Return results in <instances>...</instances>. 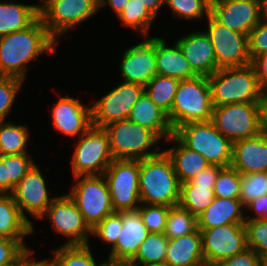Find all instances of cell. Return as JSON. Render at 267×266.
<instances>
[{
    "mask_svg": "<svg viewBox=\"0 0 267 266\" xmlns=\"http://www.w3.org/2000/svg\"><path fill=\"white\" fill-rule=\"evenodd\" d=\"M58 46L38 17L26 29L0 37V76H13L26 82L34 66L31 64H36L39 58L41 61L45 54L53 58Z\"/></svg>",
    "mask_w": 267,
    "mask_h": 266,
    "instance_id": "6da1fadb",
    "label": "cell"
},
{
    "mask_svg": "<svg viewBox=\"0 0 267 266\" xmlns=\"http://www.w3.org/2000/svg\"><path fill=\"white\" fill-rule=\"evenodd\" d=\"M139 193L141 204H179L180 182L164 149L158 155L139 160Z\"/></svg>",
    "mask_w": 267,
    "mask_h": 266,
    "instance_id": "7a4b0ae2",
    "label": "cell"
},
{
    "mask_svg": "<svg viewBox=\"0 0 267 266\" xmlns=\"http://www.w3.org/2000/svg\"><path fill=\"white\" fill-rule=\"evenodd\" d=\"M214 107L234 103L260 102L264 91L251 64L220 68L208 77Z\"/></svg>",
    "mask_w": 267,
    "mask_h": 266,
    "instance_id": "3957f363",
    "label": "cell"
},
{
    "mask_svg": "<svg viewBox=\"0 0 267 266\" xmlns=\"http://www.w3.org/2000/svg\"><path fill=\"white\" fill-rule=\"evenodd\" d=\"M104 129L114 159L142 160L164 149L161 147L164 141L155 132L129 119L109 124Z\"/></svg>",
    "mask_w": 267,
    "mask_h": 266,
    "instance_id": "277c9868",
    "label": "cell"
},
{
    "mask_svg": "<svg viewBox=\"0 0 267 266\" xmlns=\"http://www.w3.org/2000/svg\"><path fill=\"white\" fill-rule=\"evenodd\" d=\"M213 108L208 77L196 76L180 80L168 118L175 131L186 123L211 121Z\"/></svg>",
    "mask_w": 267,
    "mask_h": 266,
    "instance_id": "5b68a950",
    "label": "cell"
},
{
    "mask_svg": "<svg viewBox=\"0 0 267 266\" xmlns=\"http://www.w3.org/2000/svg\"><path fill=\"white\" fill-rule=\"evenodd\" d=\"M39 17L51 37L60 44L73 31L100 14L98 0H38ZM75 28V29H74ZM67 33V34H66Z\"/></svg>",
    "mask_w": 267,
    "mask_h": 266,
    "instance_id": "8992f818",
    "label": "cell"
},
{
    "mask_svg": "<svg viewBox=\"0 0 267 266\" xmlns=\"http://www.w3.org/2000/svg\"><path fill=\"white\" fill-rule=\"evenodd\" d=\"M174 135L189 149L200 153L210 165L222 168L232 162L233 142L216 129L212 121L179 126Z\"/></svg>",
    "mask_w": 267,
    "mask_h": 266,
    "instance_id": "52a82bcc",
    "label": "cell"
},
{
    "mask_svg": "<svg viewBox=\"0 0 267 266\" xmlns=\"http://www.w3.org/2000/svg\"><path fill=\"white\" fill-rule=\"evenodd\" d=\"M70 168L72 177L101 175L114 160L109 137L104 128L91 126L74 140Z\"/></svg>",
    "mask_w": 267,
    "mask_h": 266,
    "instance_id": "ba28073f",
    "label": "cell"
},
{
    "mask_svg": "<svg viewBox=\"0 0 267 266\" xmlns=\"http://www.w3.org/2000/svg\"><path fill=\"white\" fill-rule=\"evenodd\" d=\"M73 183L66 192L75 202L77 209L88 226L93 229L114 211L111 195L103 174L82 175L72 178Z\"/></svg>",
    "mask_w": 267,
    "mask_h": 266,
    "instance_id": "9c48e42d",
    "label": "cell"
},
{
    "mask_svg": "<svg viewBox=\"0 0 267 266\" xmlns=\"http://www.w3.org/2000/svg\"><path fill=\"white\" fill-rule=\"evenodd\" d=\"M38 163L31 168L19 181L11 193L14 201L19 207L21 215L32 225L33 235H37V226H33V220L39 219L46 213L47 208L57 197L51 191L50 180H47ZM32 221V222H31ZM36 232V233H35Z\"/></svg>",
    "mask_w": 267,
    "mask_h": 266,
    "instance_id": "30bf717a",
    "label": "cell"
},
{
    "mask_svg": "<svg viewBox=\"0 0 267 266\" xmlns=\"http://www.w3.org/2000/svg\"><path fill=\"white\" fill-rule=\"evenodd\" d=\"M39 220L49 221L51 231L65 238L62 245L90 244L92 229L66 192L57 195Z\"/></svg>",
    "mask_w": 267,
    "mask_h": 266,
    "instance_id": "8fae6325",
    "label": "cell"
},
{
    "mask_svg": "<svg viewBox=\"0 0 267 266\" xmlns=\"http://www.w3.org/2000/svg\"><path fill=\"white\" fill-rule=\"evenodd\" d=\"M216 129L233 143L257 136L261 130L260 102L234 103L213 108Z\"/></svg>",
    "mask_w": 267,
    "mask_h": 266,
    "instance_id": "7c38bea8",
    "label": "cell"
},
{
    "mask_svg": "<svg viewBox=\"0 0 267 266\" xmlns=\"http://www.w3.org/2000/svg\"><path fill=\"white\" fill-rule=\"evenodd\" d=\"M115 212L136 211L141 205L139 160L114 159L104 172Z\"/></svg>",
    "mask_w": 267,
    "mask_h": 266,
    "instance_id": "4fadbf2b",
    "label": "cell"
},
{
    "mask_svg": "<svg viewBox=\"0 0 267 266\" xmlns=\"http://www.w3.org/2000/svg\"><path fill=\"white\" fill-rule=\"evenodd\" d=\"M119 83V84H118ZM118 84V85H117ZM116 86L96 99L92 97V125L104 128L109 124L128 119L132 107L144 93V86L118 81ZM95 99V100H94Z\"/></svg>",
    "mask_w": 267,
    "mask_h": 266,
    "instance_id": "5bb4252c",
    "label": "cell"
},
{
    "mask_svg": "<svg viewBox=\"0 0 267 266\" xmlns=\"http://www.w3.org/2000/svg\"><path fill=\"white\" fill-rule=\"evenodd\" d=\"M202 28L214 47L217 67H242L251 64L248 35L233 31L218 22L211 14ZM205 24V25H204Z\"/></svg>",
    "mask_w": 267,
    "mask_h": 266,
    "instance_id": "9a60e30c",
    "label": "cell"
},
{
    "mask_svg": "<svg viewBox=\"0 0 267 266\" xmlns=\"http://www.w3.org/2000/svg\"><path fill=\"white\" fill-rule=\"evenodd\" d=\"M199 230L206 266H215L247 248L244 224H227Z\"/></svg>",
    "mask_w": 267,
    "mask_h": 266,
    "instance_id": "2e32d148",
    "label": "cell"
},
{
    "mask_svg": "<svg viewBox=\"0 0 267 266\" xmlns=\"http://www.w3.org/2000/svg\"><path fill=\"white\" fill-rule=\"evenodd\" d=\"M138 41L130 47H125L117 68L121 81L145 86L157 75L155 36L139 37Z\"/></svg>",
    "mask_w": 267,
    "mask_h": 266,
    "instance_id": "e0dca14e",
    "label": "cell"
},
{
    "mask_svg": "<svg viewBox=\"0 0 267 266\" xmlns=\"http://www.w3.org/2000/svg\"><path fill=\"white\" fill-rule=\"evenodd\" d=\"M57 94L58 100L50 108L51 123L55 132L74 140L92 126L91 104H84L76 97Z\"/></svg>",
    "mask_w": 267,
    "mask_h": 266,
    "instance_id": "ac0fdd59",
    "label": "cell"
},
{
    "mask_svg": "<svg viewBox=\"0 0 267 266\" xmlns=\"http://www.w3.org/2000/svg\"><path fill=\"white\" fill-rule=\"evenodd\" d=\"M210 14L231 30L248 36L264 16L262 0H211Z\"/></svg>",
    "mask_w": 267,
    "mask_h": 266,
    "instance_id": "d6986e66",
    "label": "cell"
},
{
    "mask_svg": "<svg viewBox=\"0 0 267 266\" xmlns=\"http://www.w3.org/2000/svg\"><path fill=\"white\" fill-rule=\"evenodd\" d=\"M200 28V30L191 29L189 33L176 37L175 41L192 71L197 76L209 77L219 68L216 64L213 44L201 26Z\"/></svg>",
    "mask_w": 267,
    "mask_h": 266,
    "instance_id": "ffe728a7",
    "label": "cell"
},
{
    "mask_svg": "<svg viewBox=\"0 0 267 266\" xmlns=\"http://www.w3.org/2000/svg\"><path fill=\"white\" fill-rule=\"evenodd\" d=\"M123 227L116 244L107 251L106 260L130 262L137 254L140 245L150 233L139 212H122Z\"/></svg>",
    "mask_w": 267,
    "mask_h": 266,
    "instance_id": "44dd1931",
    "label": "cell"
},
{
    "mask_svg": "<svg viewBox=\"0 0 267 266\" xmlns=\"http://www.w3.org/2000/svg\"><path fill=\"white\" fill-rule=\"evenodd\" d=\"M230 166L240 174L267 172V134L235 141Z\"/></svg>",
    "mask_w": 267,
    "mask_h": 266,
    "instance_id": "7402d4cb",
    "label": "cell"
},
{
    "mask_svg": "<svg viewBox=\"0 0 267 266\" xmlns=\"http://www.w3.org/2000/svg\"><path fill=\"white\" fill-rule=\"evenodd\" d=\"M155 34V57L158 75L174 77L179 80L194 78L189 62L185 59L176 41ZM172 44V45H170Z\"/></svg>",
    "mask_w": 267,
    "mask_h": 266,
    "instance_id": "603a6c76",
    "label": "cell"
},
{
    "mask_svg": "<svg viewBox=\"0 0 267 266\" xmlns=\"http://www.w3.org/2000/svg\"><path fill=\"white\" fill-rule=\"evenodd\" d=\"M163 145L173 162L180 184L190 181L210 165L204 156L186 147L174 134Z\"/></svg>",
    "mask_w": 267,
    "mask_h": 266,
    "instance_id": "cb8c5ba5",
    "label": "cell"
},
{
    "mask_svg": "<svg viewBox=\"0 0 267 266\" xmlns=\"http://www.w3.org/2000/svg\"><path fill=\"white\" fill-rule=\"evenodd\" d=\"M165 262L170 266H206L200 230L169 239Z\"/></svg>",
    "mask_w": 267,
    "mask_h": 266,
    "instance_id": "d4e9b609",
    "label": "cell"
},
{
    "mask_svg": "<svg viewBox=\"0 0 267 266\" xmlns=\"http://www.w3.org/2000/svg\"><path fill=\"white\" fill-rule=\"evenodd\" d=\"M198 229H211L227 224H245V206L240 199H213L212 204L197 217Z\"/></svg>",
    "mask_w": 267,
    "mask_h": 266,
    "instance_id": "484cf974",
    "label": "cell"
},
{
    "mask_svg": "<svg viewBox=\"0 0 267 266\" xmlns=\"http://www.w3.org/2000/svg\"><path fill=\"white\" fill-rule=\"evenodd\" d=\"M129 120L155 132L163 141L174 134L168 114L144 92L132 107Z\"/></svg>",
    "mask_w": 267,
    "mask_h": 266,
    "instance_id": "4316f807",
    "label": "cell"
},
{
    "mask_svg": "<svg viewBox=\"0 0 267 266\" xmlns=\"http://www.w3.org/2000/svg\"><path fill=\"white\" fill-rule=\"evenodd\" d=\"M38 17L39 2L0 0V37L26 29Z\"/></svg>",
    "mask_w": 267,
    "mask_h": 266,
    "instance_id": "83f0119b",
    "label": "cell"
},
{
    "mask_svg": "<svg viewBox=\"0 0 267 266\" xmlns=\"http://www.w3.org/2000/svg\"><path fill=\"white\" fill-rule=\"evenodd\" d=\"M33 236V227L21 215L11 194L0 193V237L26 240Z\"/></svg>",
    "mask_w": 267,
    "mask_h": 266,
    "instance_id": "f1b7e54d",
    "label": "cell"
},
{
    "mask_svg": "<svg viewBox=\"0 0 267 266\" xmlns=\"http://www.w3.org/2000/svg\"><path fill=\"white\" fill-rule=\"evenodd\" d=\"M92 248L95 250L92 242L87 245L60 244L57 248H50V253H48L50 256L48 257L56 266H104L106 258L101 257L99 259L98 253L95 254L96 251H93Z\"/></svg>",
    "mask_w": 267,
    "mask_h": 266,
    "instance_id": "f546056e",
    "label": "cell"
},
{
    "mask_svg": "<svg viewBox=\"0 0 267 266\" xmlns=\"http://www.w3.org/2000/svg\"><path fill=\"white\" fill-rule=\"evenodd\" d=\"M27 125L17 124L12 119L0 122V155L30 153L27 147L32 132Z\"/></svg>",
    "mask_w": 267,
    "mask_h": 266,
    "instance_id": "4dcf8cb0",
    "label": "cell"
},
{
    "mask_svg": "<svg viewBox=\"0 0 267 266\" xmlns=\"http://www.w3.org/2000/svg\"><path fill=\"white\" fill-rule=\"evenodd\" d=\"M120 25L137 33L140 37L152 36L153 24L156 18L149 12L146 6L139 0H129L117 17Z\"/></svg>",
    "mask_w": 267,
    "mask_h": 266,
    "instance_id": "1f68e13d",
    "label": "cell"
},
{
    "mask_svg": "<svg viewBox=\"0 0 267 266\" xmlns=\"http://www.w3.org/2000/svg\"><path fill=\"white\" fill-rule=\"evenodd\" d=\"M179 83L177 78L157 74L144 86V92L159 108L169 114Z\"/></svg>",
    "mask_w": 267,
    "mask_h": 266,
    "instance_id": "d6a6232c",
    "label": "cell"
},
{
    "mask_svg": "<svg viewBox=\"0 0 267 266\" xmlns=\"http://www.w3.org/2000/svg\"><path fill=\"white\" fill-rule=\"evenodd\" d=\"M213 189L204 185L180 184L179 205L198 217L212 204L215 198Z\"/></svg>",
    "mask_w": 267,
    "mask_h": 266,
    "instance_id": "836d02e7",
    "label": "cell"
},
{
    "mask_svg": "<svg viewBox=\"0 0 267 266\" xmlns=\"http://www.w3.org/2000/svg\"><path fill=\"white\" fill-rule=\"evenodd\" d=\"M172 15L171 17L181 22L183 20L198 23L204 21L211 11V0H165V7ZM179 18V19H178ZM178 19V20H177Z\"/></svg>",
    "mask_w": 267,
    "mask_h": 266,
    "instance_id": "e575fe53",
    "label": "cell"
},
{
    "mask_svg": "<svg viewBox=\"0 0 267 266\" xmlns=\"http://www.w3.org/2000/svg\"><path fill=\"white\" fill-rule=\"evenodd\" d=\"M198 229L197 217L179 204L171 206L166 219L164 235L168 239H175L188 235Z\"/></svg>",
    "mask_w": 267,
    "mask_h": 266,
    "instance_id": "d590c367",
    "label": "cell"
},
{
    "mask_svg": "<svg viewBox=\"0 0 267 266\" xmlns=\"http://www.w3.org/2000/svg\"><path fill=\"white\" fill-rule=\"evenodd\" d=\"M168 240L164 233L150 232L130 263L145 264L165 262Z\"/></svg>",
    "mask_w": 267,
    "mask_h": 266,
    "instance_id": "8d00e7d4",
    "label": "cell"
},
{
    "mask_svg": "<svg viewBox=\"0 0 267 266\" xmlns=\"http://www.w3.org/2000/svg\"><path fill=\"white\" fill-rule=\"evenodd\" d=\"M0 159L7 167V194H11L15 186L36 164L31 153L18 155H0Z\"/></svg>",
    "mask_w": 267,
    "mask_h": 266,
    "instance_id": "74e56055",
    "label": "cell"
},
{
    "mask_svg": "<svg viewBox=\"0 0 267 266\" xmlns=\"http://www.w3.org/2000/svg\"><path fill=\"white\" fill-rule=\"evenodd\" d=\"M24 80L13 76H0V122L11 118L18 94L22 93ZM10 116V117H9Z\"/></svg>",
    "mask_w": 267,
    "mask_h": 266,
    "instance_id": "f35d334b",
    "label": "cell"
},
{
    "mask_svg": "<svg viewBox=\"0 0 267 266\" xmlns=\"http://www.w3.org/2000/svg\"><path fill=\"white\" fill-rule=\"evenodd\" d=\"M122 227V212H113L92 229L90 242L97 239L101 241L102 246L104 245L105 248L108 246L110 250L116 244Z\"/></svg>",
    "mask_w": 267,
    "mask_h": 266,
    "instance_id": "ab89813d",
    "label": "cell"
},
{
    "mask_svg": "<svg viewBox=\"0 0 267 266\" xmlns=\"http://www.w3.org/2000/svg\"><path fill=\"white\" fill-rule=\"evenodd\" d=\"M241 174L231 166L222 168L215 181L214 194L217 198L240 199Z\"/></svg>",
    "mask_w": 267,
    "mask_h": 266,
    "instance_id": "60d3db41",
    "label": "cell"
},
{
    "mask_svg": "<svg viewBox=\"0 0 267 266\" xmlns=\"http://www.w3.org/2000/svg\"><path fill=\"white\" fill-rule=\"evenodd\" d=\"M247 248L253 249L263 260L267 259V219L245 221Z\"/></svg>",
    "mask_w": 267,
    "mask_h": 266,
    "instance_id": "b9f144b4",
    "label": "cell"
},
{
    "mask_svg": "<svg viewBox=\"0 0 267 266\" xmlns=\"http://www.w3.org/2000/svg\"><path fill=\"white\" fill-rule=\"evenodd\" d=\"M26 242L27 240L0 237V266H19L24 256L34 250Z\"/></svg>",
    "mask_w": 267,
    "mask_h": 266,
    "instance_id": "7bdbcfd3",
    "label": "cell"
},
{
    "mask_svg": "<svg viewBox=\"0 0 267 266\" xmlns=\"http://www.w3.org/2000/svg\"><path fill=\"white\" fill-rule=\"evenodd\" d=\"M265 194H267V172L241 174L240 200L244 206Z\"/></svg>",
    "mask_w": 267,
    "mask_h": 266,
    "instance_id": "ee69618b",
    "label": "cell"
},
{
    "mask_svg": "<svg viewBox=\"0 0 267 266\" xmlns=\"http://www.w3.org/2000/svg\"><path fill=\"white\" fill-rule=\"evenodd\" d=\"M169 209L165 205L141 204L137 211L149 232L164 233Z\"/></svg>",
    "mask_w": 267,
    "mask_h": 266,
    "instance_id": "f6af8a7d",
    "label": "cell"
},
{
    "mask_svg": "<svg viewBox=\"0 0 267 266\" xmlns=\"http://www.w3.org/2000/svg\"><path fill=\"white\" fill-rule=\"evenodd\" d=\"M248 45L251 61L259 55L267 54V15L249 33Z\"/></svg>",
    "mask_w": 267,
    "mask_h": 266,
    "instance_id": "bcb514c9",
    "label": "cell"
},
{
    "mask_svg": "<svg viewBox=\"0 0 267 266\" xmlns=\"http://www.w3.org/2000/svg\"><path fill=\"white\" fill-rule=\"evenodd\" d=\"M215 266H263V260L253 249L246 248L243 252L229 257Z\"/></svg>",
    "mask_w": 267,
    "mask_h": 266,
    "instance_id": "7dc6e473",
    "label": "cell"
},
{
    "mask_svg": "<svg viewBox=\"0 0 267 266\" xmlns=\"http://www.w3.org/2000/svg\"><path fill=\"white\" fill-rule=\"evenodd\" d=\"M267 219V194L260 196L245 206V221Z\"/></svg>",
    "mask_w": 267,
    "mask_h": 266,
    "instance_id": "c3c4849f",
    "label": "cell"
},
{
    "mask_svg": "<svg viewBox=\"0 0 267 266\" xmlns=\"http://www.w3.org/2000/svg\"><path fill=\"white\" fill-rule=\"evenodd\" d=\"M222 167L217 165H209L204 170H202L198 175L193 177L190 181L184 182L182 184H195L197 186L204 185L209 187H214L216 177Z\"/></svg>",
    "mask_w": 267,
    "mask_h": 266,
    "instance_id": "681fc988",
    "label": "cell"
},
{
    "mask_svg": "<svg viewBox=\"0 0 267 266\" xmlns=\"http://www.w3.org/2000/svg\"><path fill=\"white\" fill-rule=\"evenodd\" d=\"M258 84L264 92H267V54L259 55L251 61Z\"/></svg>",
    "mask_w": 267,
    "mask_h": 266,
    "instance_id": "f907efd6",
    "label": "cell"
},
{
    "mask_svg": "<svg viewBox=\"0 0 267 266\" xmlns=\"http://www.w3.org/2000/svg\"><path fill=\"white\" fill-rule=\"evenodd\" d=\"M128 1L129 0H98L99 11L109 8V10L111 9L113 16L115 15L117 18Z\"/></svg>",
    "mask_w": 267,
    "mask_h": 266,
    "instance_id": "816d5d0a",
    "label": "cell"
},
{
    "mask_svg": "<svg viewBox=\"0 0 267 266\" xmlns=\"http://www.w3.org/2000/svg\"><path fill=\"white\" fill-rule=\"evenodd\" d=\"M35 252H39V251H35L31 250L29 251L25 256H24V266H56V264L49 258H39L36 257ZM40 259V260H38Z\"/></svg>",
    "mask_w": 267,
    "mask_h": 266,
    "instance_id": "f5cc1de1",
    "label": "cell"
},
{
    "mask_svg": "<svg viewBox=\"0 0 267 266\" xmlns=\"http://www.w3.org/2000/svg\"><path fill=\"white\" fill-rule=\"evenodd\" d=\"M139 1H141L146 6L149 12L156 19H158L157 17L159 16V14L163 11L165 7V0H139Z\"/></svg>",
    "mask_w": 267,
    "mask_h": 266,
    "instance_id": "db71d44e",
    "label": "cell"
},
{
    "mask_svg": "<svg viewBox=\"0 0 267 266\" xmlns=\"http://www.w3.org/2000/svg\"><path fill=\"white\" fill-rule=\"evenodd\" d=\"M261 107V130L267 134V92H264L262 100L260 101Z\"/></svg>",
    "mask_w": 267,
    "mask_h": 266,
    "instance_id": "11a10c76",
    "label": "cell"
},
{
    "mask_svg": "<svg viewBox=\"0 0 267 266\" xmlns=\"http://www.w3.org/2000/svg\"><path fill=\"white\" fill-rule=\"evenodd\" d=\"M0 193L7 194V167L0 159Z\"/></svg>",
    "mask_w": 267,
    "mask_h": 266,
    "instance_id": "9f6ffc18",
    "label": "cell"
},
{
    "mask_svg": "<svg viewBox=\"0 0 267 266\" xmlns=\"http://www.w3.org/2000/svg\"><path fill=\"white\" fill-rule=\"evenodd\" d=\"M104 266H134V265L130 262H114L106 260Z\"/></svg>",
    "mask_w": 267,
    "mask_h": 266,
    "instance_id": "6f0895ef",
    "label": "cell"
},
{
    "mask_svg": "<svg viewBox=\"0 0 267 266\" xmlns=\"http://www.w3.org/2000/svg\"><path fill=\"white\" fill-rule=\"evenodd\" d=\"M134 266H170L167 262H154L145 264H133Z\"/></svg>",
    "mask_w": 267,
    "mask_h": 266,
    "instance_id": "680465c9",
    "label": "cell"
},
{
    "mask_svg": "<svg viewBox=\"0 0 267 266\" xmlns=\"http://www.w3.org/2000/svg\"><path fill=\"white\" fill-rule=\"evenodd\" d=\"M264 15H267V0H262Z\"/></svg>",
    "mask_w": 267,
    "mask_h": 266,
    "instance_id": "91938a15",
    "label": "cell"
},
{
    "mask_svg": "<svg viewBox=\"0 0 267 266\" xmlns=\"http://www.w3.org/2000/svg\"><path fill=\"white\" fill-rule=\"evenodd\" d=\"M263 266H267V259L263 262Z\"/></svg>",
    "mask_w": 267,
    "mask_h": 266,
    "instance_id": "94428289",
    "label": "cell"
},
{
    "mask_svg": "<svg viewBox=\"0 0 267 266\" xmlns=\"http://www.w3.org/2000/svg\"><path fill=\"white\" fill-rule=\"evenodd\" d=\"M19 266H24V258H23L22 263Z\"/></svg>",
    "mask_w": 267,
    "mask_h": 266,
    "instance_id": "6125c7cd",
    "label": "cell"
}]
</instances>
